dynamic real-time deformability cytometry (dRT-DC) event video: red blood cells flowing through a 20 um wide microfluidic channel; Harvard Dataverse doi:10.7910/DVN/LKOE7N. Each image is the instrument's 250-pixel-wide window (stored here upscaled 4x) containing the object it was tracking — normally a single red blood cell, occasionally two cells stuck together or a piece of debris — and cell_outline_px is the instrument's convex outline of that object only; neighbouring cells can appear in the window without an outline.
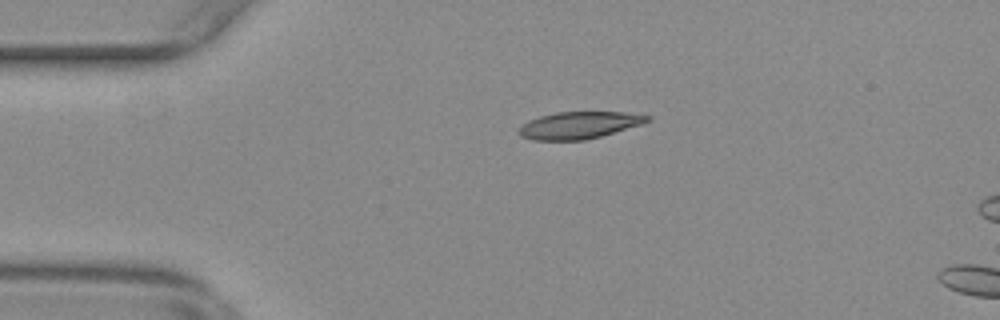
{"species": "common noctule bat (a hibernating species)", "species_latin": "Nyctalus noctula", "temperature_condition": "warm", "stored_images_in_passage": 4, "camera_frame_rate_fps": 3000, "um_per_image_px": 0.085, "animal": {"sex": "female", "body_mass_g": 29.2, "forearm_length_mm": 56.3}, "frame": {"image": 1, "passage_image": 1, "time_ms": 0.0, "image_size_px": [1000, 320], "cell_outline_px": [[652, 120], [644, 124], [600, 136], [584, 140], [532, 140], [520, 136], [516, 132], [528, 120], [540, 116], [556, 112], [624, 112], [652, 116]], "centroid_in_image_um": [49.25, 10.64], "position_along_channel_um": 35.8, "area_um2": 20.35}}